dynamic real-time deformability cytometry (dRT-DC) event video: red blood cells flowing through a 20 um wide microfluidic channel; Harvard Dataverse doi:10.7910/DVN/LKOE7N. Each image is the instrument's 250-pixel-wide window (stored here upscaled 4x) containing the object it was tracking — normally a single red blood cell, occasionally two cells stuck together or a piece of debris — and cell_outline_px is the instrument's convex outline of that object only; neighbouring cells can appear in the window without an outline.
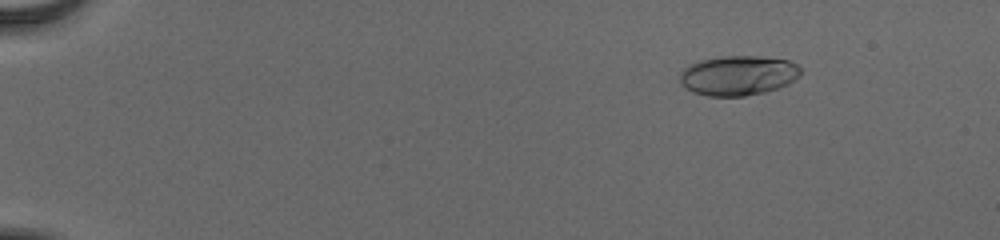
{"species": "human", "species_latin": "Homo sapiens", "temperature_condition": "cold", "stored_images_in_passage": 19, "camera_frame_rate_fps": 3000, "um_per_image_px": 0.085, "donor": {"sex": "male"}, "frame": {"image": 1, "passage_image": 9, "time_ms": 2.667, "image_size_px": [1000, 240], "cell_outline_px": [[800, 76], [788, 84], [780, 88], [764, 92], [744, 96], [708, 96], [692, 92], [684, 88], [680, 84], [680, 72], [688, 64], [700, 60], [720, 56], [760, 56], [788, 60], [796, 64], [800, 68]], "centroid_in_image_um": [62.71, 6.41], "position_along_channel_um": 22.3, "area_um2": 28.32}}